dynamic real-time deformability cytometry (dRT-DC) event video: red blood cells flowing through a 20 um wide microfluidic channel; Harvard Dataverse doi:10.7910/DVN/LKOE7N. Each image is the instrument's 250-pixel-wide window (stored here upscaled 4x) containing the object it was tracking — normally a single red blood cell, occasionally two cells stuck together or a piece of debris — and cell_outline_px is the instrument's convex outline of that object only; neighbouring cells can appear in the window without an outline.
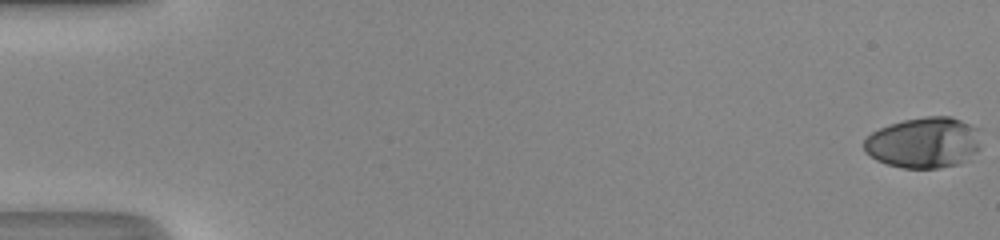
{"species": "human", "species_latin": "Homo sapiens", "temperature_condition": "room temperature", "stored_images_in_passage": 50, "camera_frame_rate_fps": 3000, "um_per_image_px": 0.085, "donor": {"sex": "male"}, "frame": {"image": 1, "passage_image": 1, "time_ms": 0.0, "image_size_px": [1000, 240], "cell_outline_px": [[980, 148], [968, 160], [960, 164], [940, 168], [904, 168], [888, 164], [876, 160], [864, 152], [864, 140], [872, 132], [888, 124], [904, 120], [924, 116], [952, 116], [980, 128]], "centroid_in_image_um": [78.56, 12.12], "position_along_channel_um": 6.4, "area_um2": 35.2}}
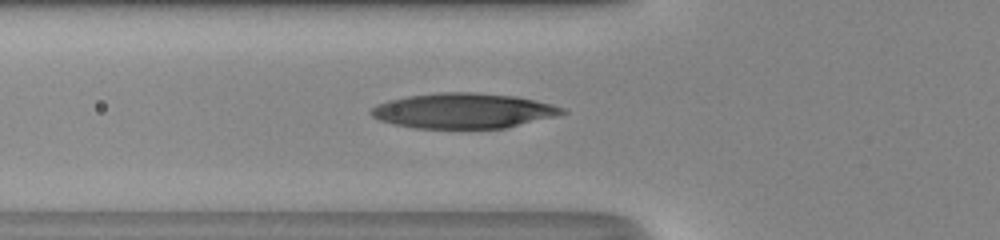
{"frame": {"image": 2, "passage_image": 20, "time_ms": 6.333, "image_size_px": [1000, 240], "cell_outline_px": [[568, 112], [556, 116], [504, 128], [416, 128], [392, 124], [380, 120], [372, 116], [368, 112], [376, 104], [388, 100], [408, 96], [440, 92], [476, 92], [516, 96], [536, 100], [552, 104], [564, 108]], "centroid_in_image_um": [39.38, 9.41], "position_along_channel_um": 86.4, "area_um2": 39.25}}
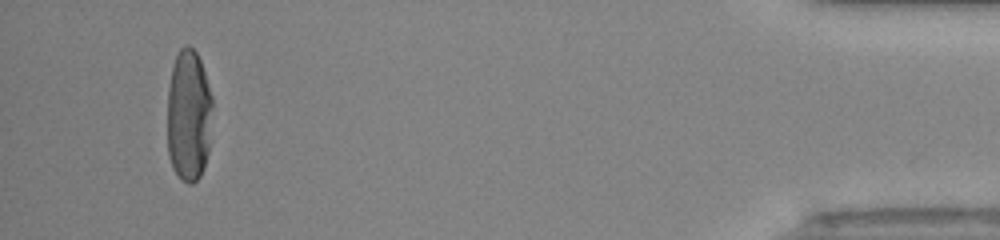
{"frame": {"image": 3, "passage_image": 48, "time_ms": 15.667, "image_size_px": [1000, 240], "cell_outline_px": [[212, 108], [208, 152], [204, 168], [200, 176], [192, 184], [188, 184], [180, 180], [172, 168], [168, 156], [168, 88], [172, 68], [176, 56], [180, 48], [184, 44], [188, 44], [196, 52], [200, 60], [212, 96]], "centroid_in_image_um": [16.03, 9.85], "position_along_channel_um": 419.2, "area_um2": 35.03}, "authors_computed_cell_mechanics": {"area_um2": 36.3273, "velocity_mm_per_s": 4.3362, "shape_relaxation_time_tau1_ms": 5.4307, "shape_relaxation_time_tau2_ms": 0.7168, "deformation_change_tau1": 0.2749, "deformation_change_tau2": 0.0689}}